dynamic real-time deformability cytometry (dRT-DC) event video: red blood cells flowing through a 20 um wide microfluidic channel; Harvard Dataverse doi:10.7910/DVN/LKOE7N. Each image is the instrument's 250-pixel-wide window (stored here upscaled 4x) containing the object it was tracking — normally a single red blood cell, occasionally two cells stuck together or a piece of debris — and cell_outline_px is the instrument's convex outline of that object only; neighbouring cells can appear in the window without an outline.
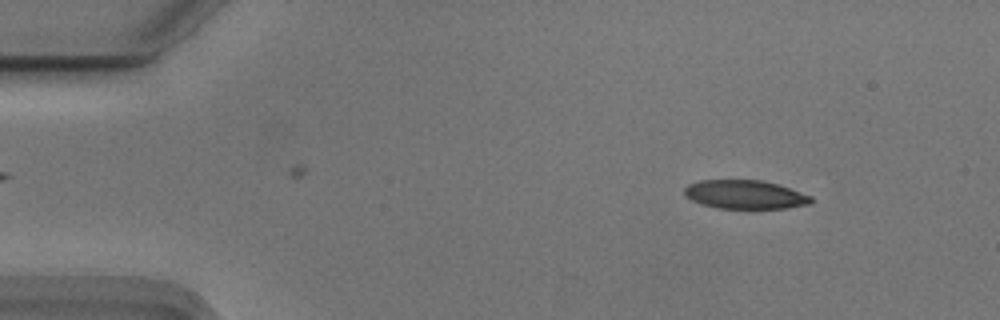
{"species": "Egyptian fruit bat (a non-hibernating species)", "species_latin": "Rousettus aegyptiacus", "temperature_condition": "cold", "stored_images_in_passage": 46, "camera_frame_rate_fps": 3000, "um_per_image_px": 0.085, "animal": {"sex": "male"}, "frame": {"image": 1, "passage_image": 6, "time_ms": 1.667, "image_size_px": [1000, 320], "cell_outline_px": [[812, 204], [784, 208], [720, 208], [704, 204], [692, 200], [684, 192], [684, 188], [688, 184], [700, 180], [760, 180], [776, 184], [812, 196]], "centroid_in_image_um": [63.34, 16.53], "position_along_channel_um": 21.7, "area_um2": 20.87}}
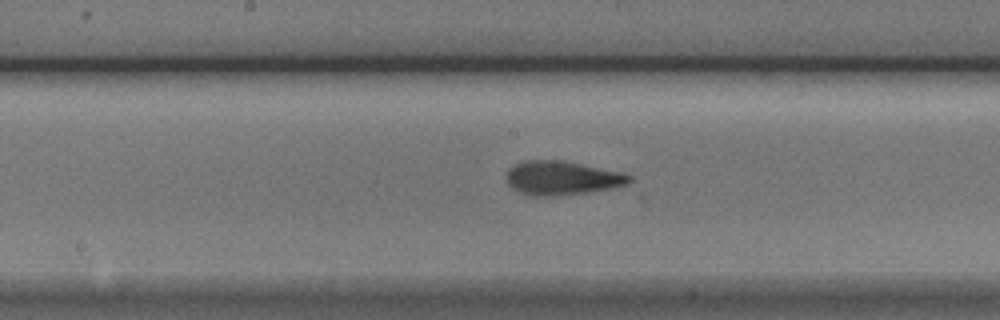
{"frame": {"image": 2, "passage_image": 27, "time_ms": 8.667, "image_size_px": [1000, 320], "cell_outline_px": [[632, 180], [628, 184], [612, 188], [588, 192], [560, 196], [532, 196], [516, 192], [508, 184], [508, 168], [524, 160], [564, 160], [620, 172], [632, 176]], "centroid_in_image_um": [47.76, 15.14], "position_along_channel_um": 200.4, "area_um2": 24.45}}
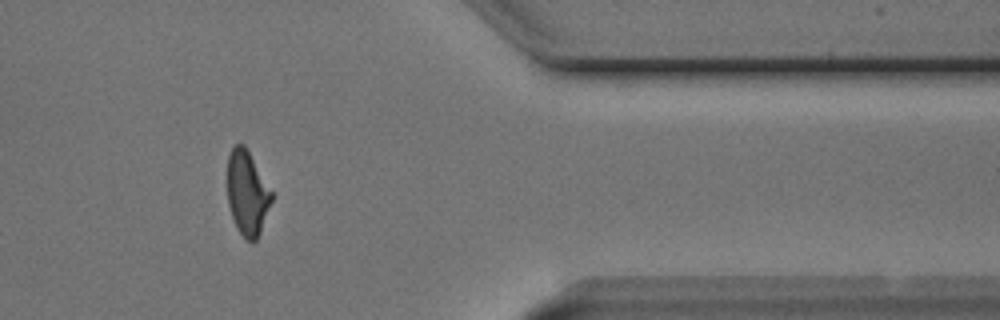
{"frame": {"image": 3, "passage_image": 44, "time_ms": 14.333, "image_size_px": [1000, 320], "cell_outline_px": [[272, 200], [260, 232], [256, 240], [252, 244], [236, 228], [228, 204], [228, 156], [232, 148], [236, 144], [244, 144], [272, 192]], "centroid_in_image_um": [21.01, 16.42], "position_along_channel_um": 390.4, "area_um2": 21.39}, "authors_computed_cell_mechanics": {"area_um2": 23.12, "velocity_mm_per_s": 3.7424, "shape_relaxation_time_tau1_ms": 5.1971, "shape_relaxation_time_tau2_ms": 2.452, "deformation_change_tau1": 0.1911, "deformation_change_tau2": 0.1128}}